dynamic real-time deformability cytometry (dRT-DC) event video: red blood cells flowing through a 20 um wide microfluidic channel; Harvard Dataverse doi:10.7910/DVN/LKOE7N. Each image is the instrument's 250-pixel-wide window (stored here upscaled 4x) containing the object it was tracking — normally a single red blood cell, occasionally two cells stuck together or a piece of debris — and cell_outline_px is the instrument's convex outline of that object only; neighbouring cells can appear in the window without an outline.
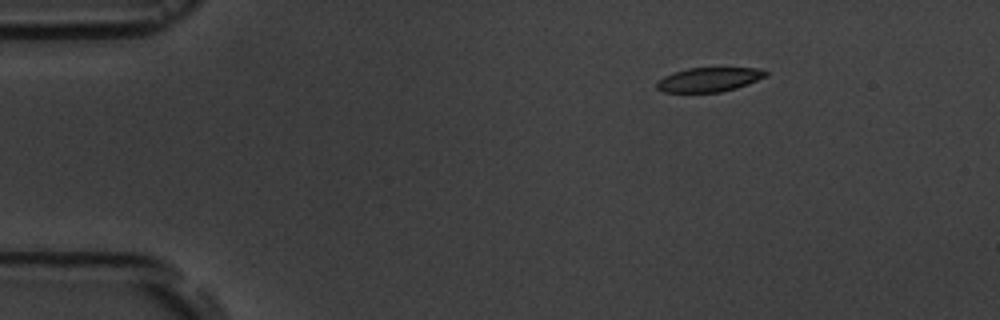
{"species": "common noctule bat (a hibernating species)", "species_latin": "Nyctalus noctula", "temperature_condition": "room temperature", "stored_images_in_passage": 4, "camera_frame_rate_fps": 3000, "um_per_image_px": 0.085, "animal": {"sex": "male", "body_mass_g": 19.5, "forearm_length_mm": 54.6}, "frame": {"image": 1, "passage_image": 1, "time_ms": 0.0, "image_size_px": [1000, 320], "cell_outline_px": [[768, 76], [748, 84], [736, 88], [720, 92], [664, 92], [656, 88], [656, 84], [664, 76], [672, 72], [688, 68], [756, 68], [768, 72]], "centroid_in_image_um": [60.27, 6.76], "position_along_channel_um": 24.7, "area_um2": 15.37}}